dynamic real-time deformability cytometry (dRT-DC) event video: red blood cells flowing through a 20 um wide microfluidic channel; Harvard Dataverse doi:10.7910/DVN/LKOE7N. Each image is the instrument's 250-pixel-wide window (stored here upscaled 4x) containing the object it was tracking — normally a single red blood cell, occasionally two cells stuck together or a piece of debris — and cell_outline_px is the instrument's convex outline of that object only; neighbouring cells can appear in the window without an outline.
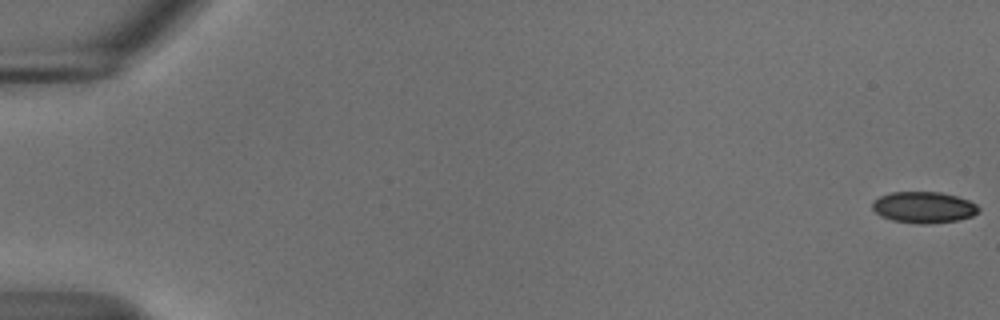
{"species": "common noctule bat (a hibernating species)", "species_latin": "Nyctalus noctula", "temperature_condition": "cold", "stored_images_in_passage": 56, "camera_frame_rate_fps": 3000, "um_per_image_px": 0.085, "animal": {"sex": "male", "body_mass_g": 18.8}, "frame": {"image": 1, "passage_image": 1, "time_ms": 0.0, "image_size_px": [1000, 320], "cell_outline_px": [[980, 212], [972, 216], [956, 220], [928, 224], [916, 224], [892, 220], [880, 216], [872, 208], [872, 200], [880, 196], [892, 192], [940, 192], [956, 196], [968, 200], [976, 204], [980, 208]], "centroid_in_image_um": [78.5, 17.62], "position_along_channel_um": 6.5, "area_um2": 19.48}}
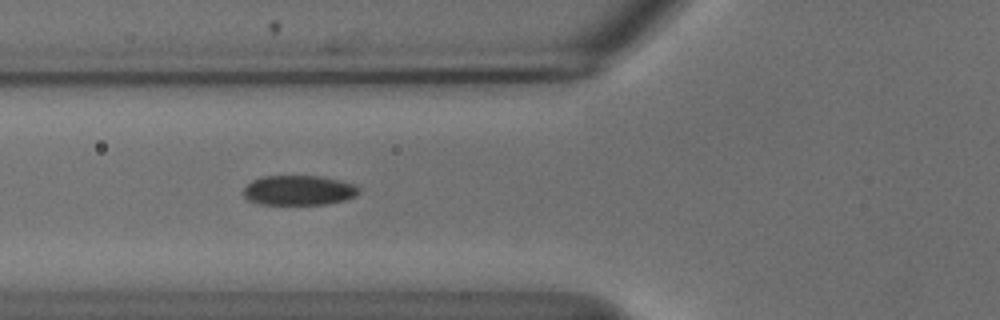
{"frame": {"image": 2, "passage_image": 22, "time_ms": 7.0, "image_size_px": [1000, 320], "cell_outline_px": [[360, 192], [356, 196], [344, 200], [324, 204], [260, 204], [248, 200], [244, 196], [244, 188], [252, 180], [260, 176], [320, 176], [340, 180], [356, 184], [360, 188]], "centroid_in_image_um": [25.42, 16.17], "position_along_channel_um": 100.4, "area_um2": 20.17}}
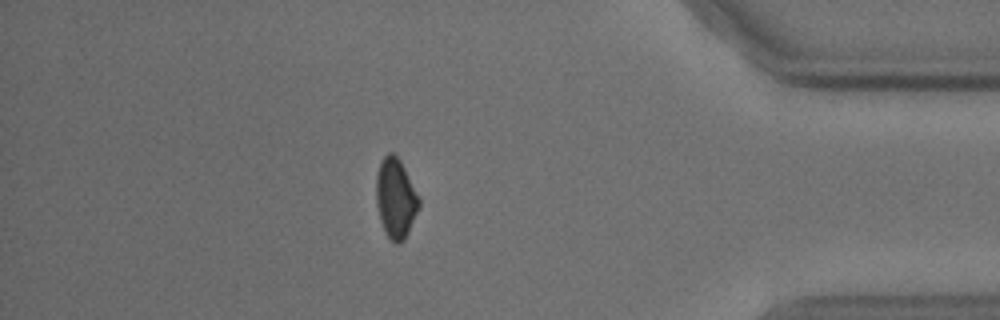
{"frame": {"image": 3, "passage_image": 49, "time_ms": 16.0, "image_size_px": [1000, 320], "cell_outline_px": [[420, 208], [404, 240], [400, 244], [396, 244], [384, 232], [380, 220], [376, 204], [376, 176], [380, 160], [388, 152], [392, 152], [400, 160], [420, 200]], "centroid_in_image_um": [33.62, 16.86], "position_along_channel_um": 401.6, "area_um2": 19.94}, "authors_computed_cell_mechanics": {"area_um2": 20.4034, "velocity_mm_per_s": 3.6993, "shape_relaxation_time_tau1_ms": 2.0161, "shape_relaxation_time_tau2_ms": null, "deformation_change_tau1": 0.0693, "deformation_change_tau2": null}}